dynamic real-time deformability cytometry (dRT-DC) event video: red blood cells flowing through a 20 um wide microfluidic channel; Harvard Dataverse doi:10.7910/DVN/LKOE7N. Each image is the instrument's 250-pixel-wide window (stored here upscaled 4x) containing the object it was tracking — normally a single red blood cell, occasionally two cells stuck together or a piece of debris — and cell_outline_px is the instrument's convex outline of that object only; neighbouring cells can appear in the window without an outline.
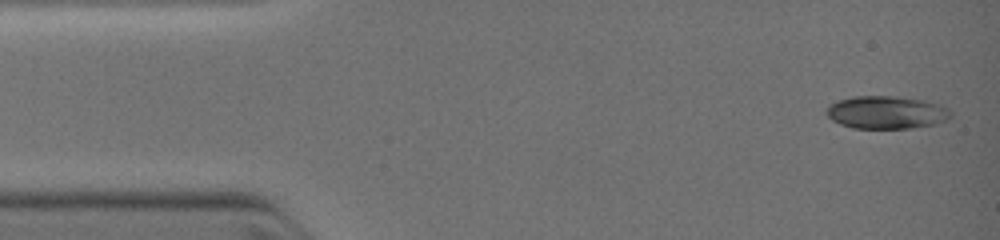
{"species": "common noctule bat (a hibernating species)", "species_latin": "Nyctalus noctula", "temperature_condition": "warm", "stored_images_in_passage": 9, "camera_frame_rate_fps": 3000, "um_per_image_px": 0.085, "animal": {"sex": "female", "body_mass_g": 19.0, "forearm_length_mm": 51.5}, "frame": {"image": 1, "passage_image": 1, "time_ms": 0.0, "image_size_px": [1000, 240], "cell_outline_px": [[952, 116], [944, 120], [932, 124], [912, 128], [852, 128], [840, 124], [832, 120], [828, 116], [828, 104], [836, 100], [852, 96], [896, 96], [924, 100], [940, 104], [948, 108], [952, 112]], "centroid_in_image_um": [75.33, 9.54], "position_along_channel_um": 9.7, "area_um2": 23.81}}
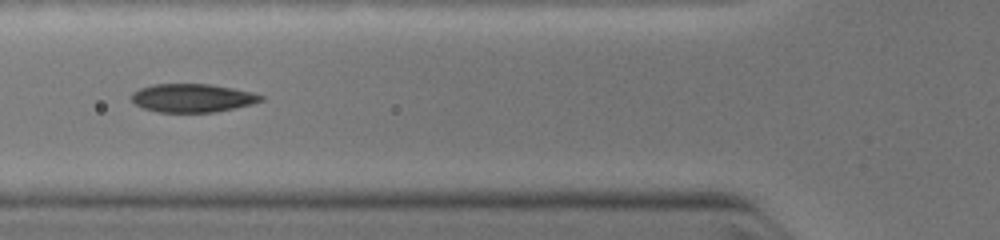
{"frame": {"image": 2, "passage_image": 7, "time_ms": 4.0, "image_size_px": [1000, 240], "cell_outline_px": [[264, 100], [252, 104], [236, 108], [216, 112], [156, 112], [144, 108], [136, 104], [128, 96], [132, 92], [140, 88], [152, 84], [212, 84], [252, 92], [264, 96]], "centroid_in_image_um": [16.35, 8.33], "position_along_channel_um": 109.5, "area_um2": 21.62}}
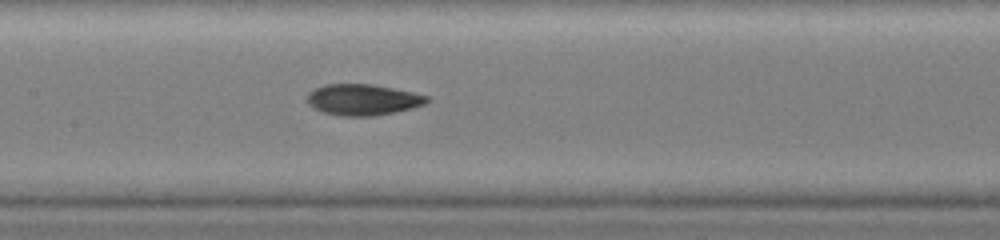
{"frame": {"image": 3, "passage_image": 9, "time_ms": 5.333, "image_size_px": [1000, 240], "cell_outline_px": [[428, 100], [424, 104], [412, 108], [396, 112], [372, 116], [340, 116], [324, 112], [312, 108], [308, 104], [308, 92], [324, 84], [372, 84], [412, 92], [428, 96]], "centroid_in_image_um": [30.81, 8.48], "position_along_channel_um": 176.6, "area_um2": 21.62}}